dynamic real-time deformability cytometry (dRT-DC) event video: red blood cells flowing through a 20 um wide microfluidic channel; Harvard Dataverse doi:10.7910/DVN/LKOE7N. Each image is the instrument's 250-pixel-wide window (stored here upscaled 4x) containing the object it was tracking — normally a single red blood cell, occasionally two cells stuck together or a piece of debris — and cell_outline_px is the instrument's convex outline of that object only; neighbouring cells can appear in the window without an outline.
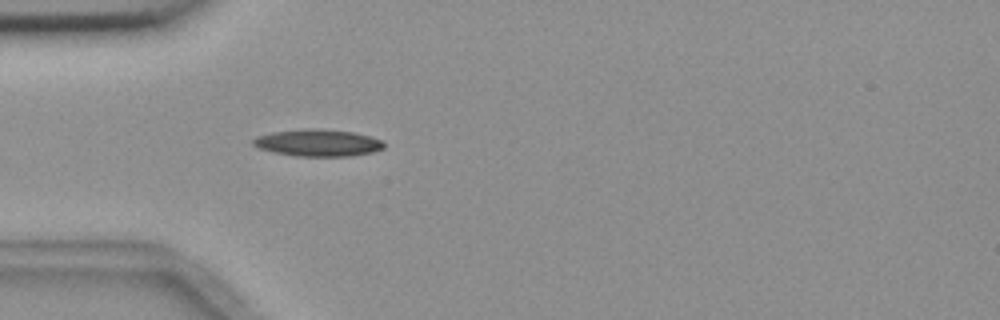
{"species": "common noctule bat (a hibernating species)", "species_latin": "Nyctalus noctula", "temperature_condition": "room temperature", "stored_images_in_passage": 4, "camera_frame_rate_fps": 3000, "um_per_image_px": 0.085, "animal": {"sex": "female", "body_mass_g": 18.4}, "frame": {"image": 1, "passage_image": 4, "time_ms": 3.667, "image_size_px": [1000, 320], "cell_outline_px": [[384, 148], [372, 152], [352, 156], [296, 156], [276, 152], [260, 148], [252, 144], [252, 140], [256, 136], [272, 132], [308, 128], [316, 128], [352, 132], [372, 136], [384, 140]], "centroid_in_image_um": [27.06, 12.13], "position_along_channel_um": 57.9, "area_um2": 20.58}}